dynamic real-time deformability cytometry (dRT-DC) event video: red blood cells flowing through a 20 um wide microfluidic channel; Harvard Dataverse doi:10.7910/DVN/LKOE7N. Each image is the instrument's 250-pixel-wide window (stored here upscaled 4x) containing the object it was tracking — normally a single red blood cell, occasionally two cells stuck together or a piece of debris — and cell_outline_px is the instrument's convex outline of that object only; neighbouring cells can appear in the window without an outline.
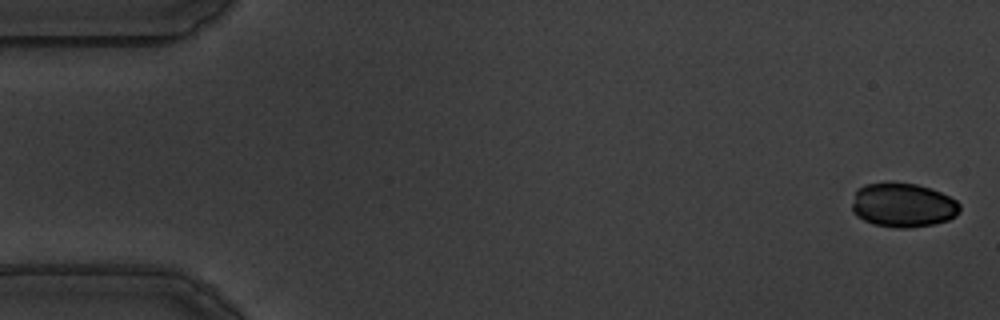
{"species": "common noctule bat (a hibernating species)", "species_latin": "Nyctalus noctula", "temperature_condition": "warm", "stored_images_in_passage": 56, "camera_frame_rate_fps": 3000, "um_per_image_px": 0.085, "animal": {"sex": "male", "body_mass_g": 19.5, "forearm_length_mm": 54.6}, "frame": {"image": 1, "passage_image": 1, "time_ms": 0.0, "image_size_px": [1000, 320], "cell_outline_px": [[960, 212], [956, 216], [948, 220], [932, 224], [908, 228], [896, 228], [872, 224], [856, 216], [852, 212], [852, 204], [856, 188], [864, 184], [888, 180], [916, 184], [940, 192], [956, 200], [960, 204]], "centroid_in_image_um": [76.71, 17.41], "position_along_channel_um": 8.3, "area_um2": 28.32}}
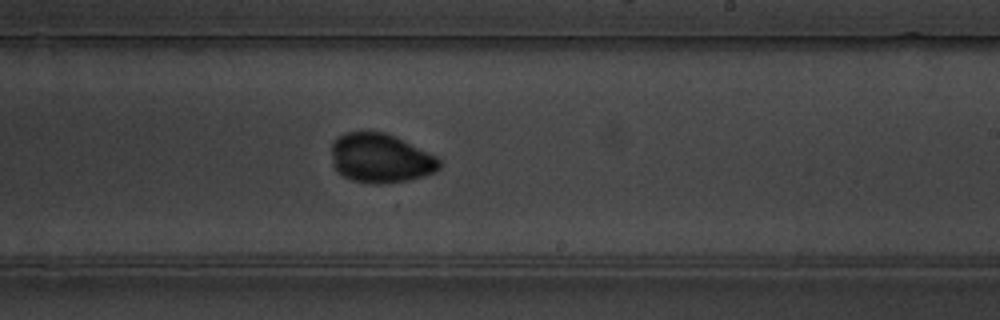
{"frame": {"image": 2, "passage_image": 33, "time_ms": 10.667, "image_size_px": [1000, 320], "cell_outline_px": [[440, 168], [424, 176], [412, 180], [388, 184], [372, 184], [352, 180], [336, 172], [332, 164], [332, 140], [344, 132], [384, 132], [396, 136], [436, 156], [440, 160]], "centroid_in_image_um": [32.32, 13.46], "position_along_channel_um": 256.7, "area_um2": 31.33}}
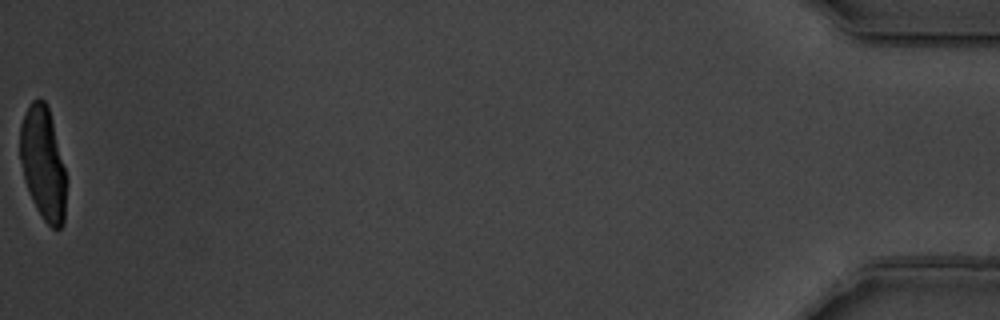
{"frame": {"image": 3, "passage_image": 56, "time_ms": 18.333, "image_size_px": [1000, 320], "cell_outline_px": [[68, 180], [64, 224], [60, 228], [52, 228], [44, 220], [36, 208], [32, 200], [24, 180], [20, 160], [20, 124], [28, 104], [32, 100], [40, 96], [44, 100], [48, 108], [52, 120]], "centroid_in_image_um": [3.68, 13.9], "position_along_channel_um": 431.5, "area_um2": 30.98}}